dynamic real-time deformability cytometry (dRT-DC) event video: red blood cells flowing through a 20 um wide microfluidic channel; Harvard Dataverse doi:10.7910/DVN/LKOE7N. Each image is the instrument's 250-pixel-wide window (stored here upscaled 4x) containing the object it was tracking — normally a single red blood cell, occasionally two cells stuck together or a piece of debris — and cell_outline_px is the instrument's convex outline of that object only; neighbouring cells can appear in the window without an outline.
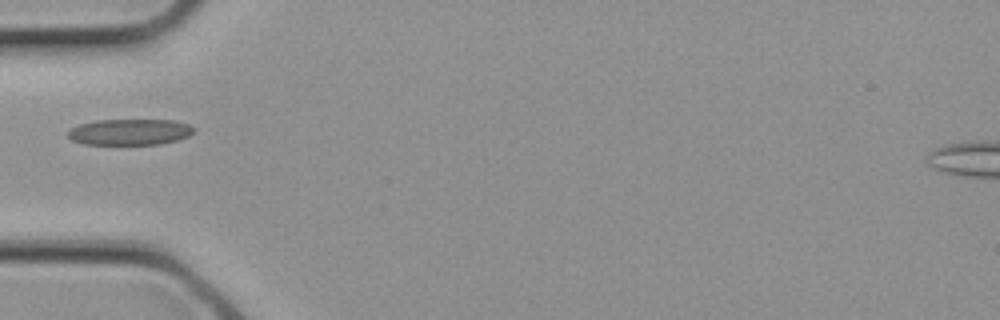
{"species": "common noctule bat (a hibernating species)", "species_latin": "Nyctalus noctula", "temperature_condition": "cold", "stored_images_in_passage": 2, "camera_frame_rate_fps": 3000, "um_per_image_px": 0.085, "animal": {"sex": "female", "body_mass_g": 21.9}, "frame": {"image": 1, "passage_image": 2, "time_ms": 0.333, "image_size_px": [1000, 320], "cell_outline_px": [[196, 128], [188, 136], [176, 140], [160, 144], [84, 144], [72, 140], [68, 136], [68, 132], [72, 128], [80, 124], [96, 120], [172, 120], [188, 124]], "centroid_in_image_um": [11.04, 11.21], "position_along_channel_um": 74.0, "area_um2": 18.96}}